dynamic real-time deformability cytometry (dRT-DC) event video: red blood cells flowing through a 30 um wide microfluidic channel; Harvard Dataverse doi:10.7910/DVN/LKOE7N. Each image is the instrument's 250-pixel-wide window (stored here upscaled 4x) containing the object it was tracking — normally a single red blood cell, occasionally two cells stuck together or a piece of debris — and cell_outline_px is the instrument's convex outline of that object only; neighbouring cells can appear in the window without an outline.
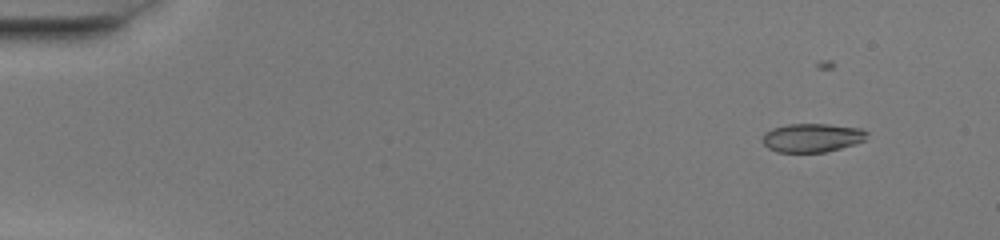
{"species": "common noctule bat (a hibernating species)", "species_latin": "Nyctalus noctula", "temperature_condition": "warm", "stored_images_in_passage": 52, "camera_frame_rate_fps": 3000, "um_per_image_px": 0.085, "animal": {"sex": "female", "body_mass_g": 20.0, "forearm_length_mm": 54.0}, "frame": {"image": 1, "passage_image": 5, "time_ms": 1.333, "image_size_px": [1000, 240], "cell_outline_px": [[868, 132], [864, 140], [856, 144], [824, 152], [776, 152], [768, 148], [760, 140], [764, 132], [772, 128], [788, 124], [828, 124], [860, 128]], "centroid_in_image_um": [68.98, 11.7], "position_along_channel_um": 16.0, "area_um2": 17.57}}
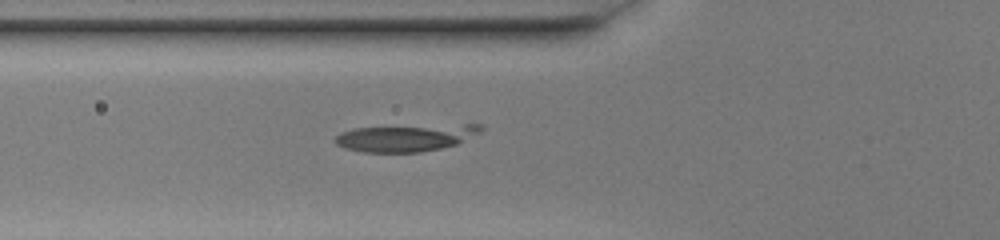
{"frame": {"image": 2, "passage_image": 20, "time_ms": 6.333, "image_size_px": [1000, 240], "cell_outline_px": [[484, 128], [480, 132], [456, 144], [440, 148], [420, 152], [364, 152], [344, 148], [336, 144], [332, 140], [340, 132], [352, 128], [464, 124], [480, 124]], "centroid_in_image_um": [34.45, 11.7], "position_along_channel_um": 91.4, "area_um2": 22.89}}
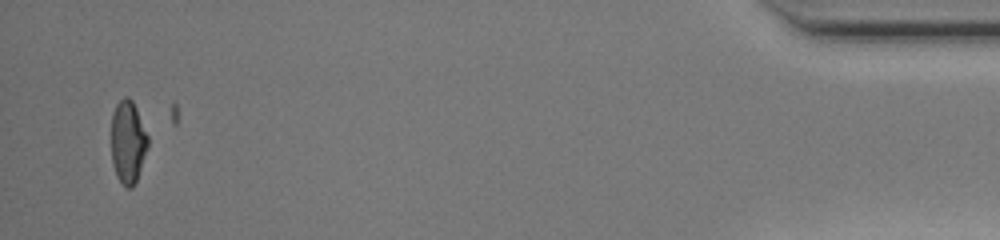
{"frame": {"image": 3, "passage_image": 50, "time_ms": 16.333, "image_size_px": [1000, 240], "cell_outline_px": [[148, 144], [136, 180], [132, 188], [124, 188], [116, 176], [112, 164], [112, 112], [116, 104], [124, 96], [128, 96], [132, 100], [136, 108], [148, 136]], "centroid_in_image_um": [10.85, 12.07], "position_along_channel_um": 424.3, "area_um2": 17.57}}